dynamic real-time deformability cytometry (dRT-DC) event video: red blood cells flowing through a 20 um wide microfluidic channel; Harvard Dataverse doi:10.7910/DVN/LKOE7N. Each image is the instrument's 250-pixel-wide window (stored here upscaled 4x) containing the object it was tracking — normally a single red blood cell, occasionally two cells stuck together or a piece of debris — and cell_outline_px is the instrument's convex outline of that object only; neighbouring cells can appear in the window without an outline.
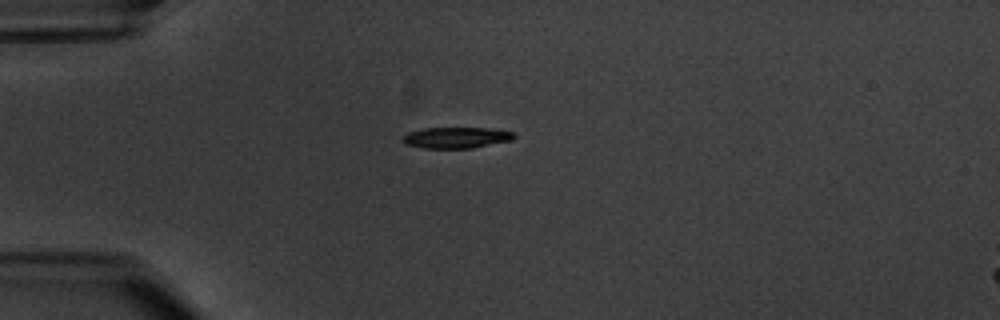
{"species": "common noctule bat (a hibernating species)", "species_latin": "Nyctalus noctula", "temperature_condition": "warm", "stored_images_in_passage": 8, "camera_frame_rate_fps": 3000, "um_per_image_px": 0.085, "animal": {"sex": "male", "body_mass_g": 20.1, "forearm_length_mm": 53.5}, "frame": {"image": 1, "passage_image": 3, "time_ms": 2.333, "image_size_px": [1000, 320], "cell_outline_px": [[516, 136], [512, 140], [472, 148], [420, 148], [404, 144], [400, 140], [408, 132], [424, 128], [492, 128], [516, 132]], "centroid_in_image_um": [38.78, 11.7], "position_along_channel_um": 46.2, "area_um2": 13.87}}